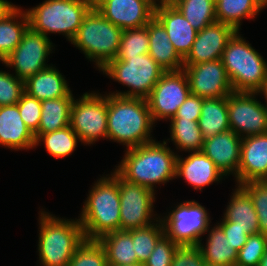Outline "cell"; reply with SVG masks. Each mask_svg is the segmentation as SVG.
Returning <instances> with one entry per match:
<instances>
[{
  "label": "cell",
  "instance_id": "1",
  "mask_svg": "<svg viewBox=\"0 0 267 266\" xmlns=\"http://www.w3.org/2000/svg\"><path fill=\"white\" fill-rule=\"evenodd\" d=\"M153 141L125 150L115 171L125 180L155 191L156 184L176 178L177 153L167 147V141ZM155 185V187H154Z\"/></svg>",
  "mask_w": 267,
  "mask_h": 266
},
{
  "label": "cell",
  "instance_id": "2",
  "mask_svg": "<svg viewBox=\"0 0 267 266\" xmlns=\"http://www.w3.org/2000/svg\"><path fill=\"white\" fill-rule=\"evenodd\" d=\"M152 120L147 100L107 94V139L126 149L153 142Z\"/></svg>",
  "mask_w": 267,
  "mask_h": 266
},
{
  "label": "cell",
  "instance_id": "3",
  "mask_svg": "<svg viewBox=\"0 0 267 266\" xmlns=\"http://www.w3.org/2000/svg\"><path fill=\"white\" fill-rule=\"evenodd\" d=\"M83 204L79 222L85 239L99 240L102 236L120 230V196L118 173L99 178Z\"/></svg>",
  "mask_w": 267,
  "mask_h": 266
},
{
  "label": "cell",
  "instance_id": "4",
  "mask_svg": "<svg viewBox=\"0 0 267 266\" xmlns=\"http://www.w3.org/2000/svg\"><path fill=\"white\" fill-rule=\"evenodd\" d=\"M38 253L40 266H68L78 246L85 240L79 219H64L39 213Z\"/></svg>",
  "mask_w": 267,
  "mask_h": 266
},
{
  "label": "cell",
  "instance_id": "5",
  "mask_svg": "<svg viewBox=\"0 0 267 266\" xmlns=\"http://www.w3.org/2000/svg\"><path fill=\"white\" fill-rule=\"evenodd\" d=\"M93 6L94 0H45L26 9V13L33 31L46 37L49 33H59L71 42Z\"/></svg>",
  "mask_w": 267,
  "mask_h": 266
},
{
  "label": "cell",
  "instance_id": "6",
  "mask_svg": "<svg viewBox=\"0 0 267 266\" xmlns=\"http://www.w3.org/2000/svg\"><path fill=\"white\" fill-rule=\"evenodd\" d=\"M237 31L221 60L234 92L255 93L267 79V61Z\"/></svg>",
  "mask_w": 267,
  "mask_h": 266
},
{
  "label": "cell",
  "instance_id": "7",
  "mask_svg": "<svg viewBox=\"0 0 267 266\" xmlns=\"http://www.w3.org/2000/svg\"><path fill=\"white\" fill-rule=\"evenodd\" d=\"M122 32V29L108 21L93 6L84 17L71 44L101 70L110 60L116 58Z\"/></svg>",
  "mask_w": 267,
  "mask_h": 266
},
{
  "label": "cell",
  "instance_id": "8",
  "mask_svg": "<svg viewBox=\"0 0 267 266\" xmlns=\"http://www.w3.org/2000/svg\"><path fill=\"white\" fill-rule=\"evenodd\" d=\"M99 71L129 88L109 94L143 99L149 96L165 72L149 54L130 57L126 61L112 59Z\"/></svg>",
  "mask_w": 267,
  "mask_h": 266
},
{
  "label": "cell",
  "instance_id": "9",
  "mask_svg": "<svg viewBox=\"0 0 267 266\" xmlns=\"http://www.w3.org/2000/svg\"><path fill=\"white\" fill-rule=\"evenodd\" d=\"M70 127L84 145L107 139V93H84L74 98L70 109Z\"/></svg>",
  "mask_w": 267,
  "mask_h": 266
},
{
  "label": "cell",
  "instance_id": "10",
  "mask_svg": "<svg viewBox=\"0 0 267 266\" xmlns=\"http://www.w3.org/2000/svg\"><path fill=\"white\" fill-rule=\"evenodd\" d=\"M207 211L195 200L179 203L168 215L160 217L164 234L180 246L198 245L211 226Z\"/></svg>",
  "mask_w": 267,
  "mask_h": 266
},
{
  "label": "cell",
  "instance_id": "11",
  "mask_svg": "<svg viewBox=\"0 0 267 266\" xmlns=\"http://www.w3.org/2000/svg\"><path fill=\"white\" fill-rule=\"evenodd\" d=\"M118 188L120 196V230L130 231L144 228L160 219V216L154 214L155 191L129 182L119 174Z\"/></svg>",
  "mask_w": 267,
  "mask_h": 266
},
{
  "label": "cell",
  "instance_id": "12",
  "mask_svg": "<svg viewBox=\"0 0 267 266\" xmlns=\"http://www.w3.org/2000/svg\"><path fill=\"white\" fill-rule=\"evenodd\" d=\"M54 45L49 37L27 29L18 46L2 61L5 66L14 68L15 76L24 82L38 71L48 68V56Z\"/></svg>",
  "mask_w": 267,
  "mask_h": 266
},
{
  "label": "cell",
  "instance_id": "13",
  "mask_svg": "<svg viewBox=\"0 0 267 266\" xmlns=\"http://www.w3.org/2000/svg\"><path fill=\"white\" fill-rule=\"evenodd\" d=\"M189 94V84L183 69L164 72L146 98L153 122L174 117Z\"/></svg>",
  "mask_w": 267,
  "mask_h": 266
},
{
  "label": "cell",
  "instance_id": "14",
  "mask_svg": "<svg viewBox=\"0 0 267 266\" xmlns=\"http://www.w3.org/2000/svg\"><path fill=\"white\" fill-rule=\"evenodd\" d=\"M256 93L233 92L227 96L230 130L241 138L267 133V109Z\"/></svg>",
  "mask_w": 267,
  "mask_h": 266
},
{
  "label": "cell",
  "instance_id": "15",
  "mask_svg": "<svg viewBox=\"0 0 267 266\" xmlns=\"http://www.w3.org/2000/svg\"><path fill=\"white\" fill-rule=\"evenodd\" d=\"M190 94L203 99L222 98L233 93L230 80L221 59L199 64H184Z\"/></svg>",
  "mask_w": 267,
  "mask_h": 266
},
{
  "label": "cell",
  "instance_id": "16",
  "mask_svg": "<svg viewBox=\"0 0 267 266\" xmlns=\"http://www.w3.org/2000/svg\"><path fill=\"white\" fill-rule=\"evenodd\" d=\"M158 0H94V6L122 30L141 28L154 18Z\"/></svg>",
  "mask_w": 267,
  "mask_h": 266
},
{
  "label": "cell",
  "instance_id": "17",
  "mask_svg": "<svg viewBox=\"0 0 267 266\" xmlns=\"http://www.w3.org/2000/svg\"><path fill=\"white\" fill-rule=\"evenodd\" d=\"M237 30L225 23L214 22L197 32L193 46L183 59L184 64H199L221 59L229 40Z\"/></svg>",
  "mask_w": 267,
  "mask_h": 266
},
{
  "label": "cell",
  "instance_id": "18",
  "mask_svg": "<svg viewBox=\"0 0 267 266\" xmlns=\"http://www.w3.org/2000/svg\"><path fill=\"white\" fill-rule=\"evenodd\" d=\"M154 17L166 29L175 51L184 59L190 52L198 31L192 27L181 12L169 1H157Z\"/></svg>",
  "mask_w": 267,
  "mask_h": 266
},
{
  "label": "cell",
  "instance_id": "19",
  "mask_svg": "<svg viewBox=\"0 0 267 266\" xmlns=\"http://www.w3.org/2000/svg\"><path fill=\"white\" fill-rule=\"evenodd\" d=\"M242 138L234 131L204 139L202 152L211 159L224 177L230 174L235 177L238 185V168L240 162Z\"/></svg>",
  "mask_w": 267,
  "mask_h": 266
},
{
  "label": "cell",
  "instance_id": "20",
  "mask_svg": "<svg viewBox=\"0 0 267 266\" xmlns=\"http://www.w3.org/2000/svg\"><path fill=\"white\" fill-rule=\"evenodd\" d=\"M267 180V133L242 138L238 186Z\"/></svg>",
  "mask_w": 267,
  "mask_h": 266
},
{
  "label": "cell",
  "instance_id": "21",
  "mask_svg": "<svg viewBox=\"0 0 267 266\" xmlns=\"http://www.w3.org/2000/svg\"><path fill=\"white\" fill-rule=\"evenodd\" d=\"M179 154L176 159V179L183 178L194 190L202 191L203 187L223 179V173L202 151L189 152L185 158Z\"/></svg>",
  "mask_w": 267,
  "mask_h": 266
},
{
  "label": "cell",
  "instance_id": "22",
  "mask_svg": "<svg viewBox=\"0 0 267 266\" xmlns=\"http://www.w3.org/2000/svg\"><path fill=\"white\" fill-rule=\"evenodd\" d=\"M0 145L11 150L35 149V137L20 116L18 105L0 106Z\"/></svg>",
  "mask_w": 267,
  "mask_h": 266
},
{
  "label": "cell",
  "instance_id": "23",
  "mask_svg": "<svg viewBox=\"0 0 267 266\" xmlns=\"http://www.w3.org/2000/svg\"><path fill=\"white\" fill-rule=\"evenodd\" d=\"M24 83L25 93L40 101L61 97H74L65 77L52 65L38 71Z\"/></svg>",
  "mask_w": 267,
  "mask_h": 266
},
{
  "label": "cell",
  "instance_id": "24",
  "mask_svg": "<svg viewBox=\"0 0 267 266\" xmlns=\"http://www.w3.org/2000/svg\"><path fill=\"white\" fill-rule=\"evenodd\" d=\"M146 28L149 37L148 54L165 72L182 70L183 59L175 51L163 25L154 17Z\"/></svg>",
  "mask_w": 267,
  "mask_h": 266
},
{
  "label": "cell",
  "instance_id": "25",
  "mask_svg": "<svg viewBox=\"0 0 267 266\" xmlns=\"http://www.w3.org/2000/svg\"><path fill=\"white\" fill-rule=\"evenodd\" d=\"M230 198L223 219L233 222V227L245 230L248 236L259 233L258 216L249 195L236 185Z\"/></svg>",
  "mask_w": 267,
  "mask_h": 266
},
{
  "label": "cell",
  "instance_id": "26",
  "mask_svg": "<svg viewBox=\"0 0 267 266\" xmlns=\"http://www.w3.org/2000/svg\"><path fill=\"white\" fill-rule=\"evenodd\" d=\"M215 227H209L206 233H208L206 245L202 244V241L197 245L200 248L203 259L206 264L217 266H235L238 251L234 249L231 242L223 231V229L217 224Z\"/></svg>",
  "mask_w": 267,
  "mask_h": 266
},
{
  "label": "cell",
  "instance_id": "27",
  "mask_svg": "<svg viewBox=\"0 0 267 266\" xmlns=\"http://www.w3.org/2000/svg\"><path fill=\"white\" fill-rule=\"evenodd\" d=\"M198 127L204 139L230 130L227 96L203 99Z\"/></svg>",
  "mask_w": 267,
  "mask_h": 266
},
{
  "label": "cell",
  "instance_id": "28",
  "mask_svg": "<svg viewBox=\"0 0 267 266\" xmlns=\"http://www.w3.org/2000/svg\"><path fill=\"white\" fill-rule=\"evenodd\" d=\"M74 97H61L41 101V118L35 139L70 125V109Z\"/></svg>",
  "mask_w": 267,
  "mask_h": 266
},
{
  "label": "cell",
  "instance_id": "29",
  "mask_svg": "<svg viewBox=\"0 0 267 266\" xmlns=\"http://www.w3.org/2000/svg\"><path fill=\"white\" fill-rule=\"evenodd\" d=\"M264 10L259 0H215L216 21L240 31L243 19H254Z\"/></svg>",
  "mask_w": 267,
  "mask_h": 266
},
{
  "label": "cell",
  "instance_id": "30",
  "mask_svg": "<svg viewBox=\"0 0 267 266\" xmlns=\"http://www.w3.org/2000/svg\"><path fill=\"white\" fill-rule=\"evenodd\" d=\"M98 241L105 249L108 265L137 263L131 230H117L102 236Z\"/></svg>",
  "mask_w": 267,
  "mask_h": 266
},
{
  "label": "cell",
  "instance_id": "31",
  "mask_svg": "<svg viewBox=\"0 0 267 266\" xmlns=\"http://www.w3.org/2000/svg\"><path fill=\"white\" fill-rule=\"evenodd\" d=\"M28 28V15L18 6L0 21L1 62L18 46Z\"/></svg>",
  "mask_w": 267,
  "mask_h": 266
},
{
  "label": "cell",
  "instance_id": "32",
  "mask_svg": "<svg viewBox=\"0 0 267 266\" xmlns=\"http://www.w3.org/2000/svg\"><path fill=\"white\" fill-rule=\"evenodd\" d=\"M170 139L176 148L185 152L202 151L204 137L198 121L183 118H170Z\"/></svg>",
  "mask_w": 267,
  "mask_h": 266
},
{
  "label": "cell",
  "instance_id": "33",
  "mask_svg": "<svg viewBox=\"0 0 267 266\" xmlns=\"http://www.w3.org/2000/svg\"><path fill=\"white\" fill-rule=\"evenodd\" d=\"M78 141L81 142L78 135L69 125L50 133L40 134L35 139V148L43 142L46 151L51 157L63 159L66 156L72 155L77 147Z\"/></svg>",
  "mask_w": 267,
  "mask_h": 266
},
{
  "label": "cell",
  "instance_id": "34",
  "mask_svg": "<svg viewBox=\"0 0 267 266\" xmlns=\"http://www.w3.org/2000/svg\"><path fill=\"white\" fill-rule=\"evenodd\" d=\"M170 2L197 31L216 22L215 0H171Z\"/></svg>",
  "mask_w": 267,
  "mask_h": 266
},
{
  "label": "cell",
  "instance_id": "35",
  "mask_svg": "<svg viewBox=\"0 0 267 266\" xmlns=\"http://www.w3.org/2000/svg\"><path fill=\"white\" fill-rule=\"evenodd\" d=\"M164 235L161 219L144 228L131 230L137 263L144 264L154 250L158 240Z\"/></svg>",
  "mask_w": 267,
  "mask_h": 266
},
{
  "label": "cell",
  "instance_id": "36",
  "mask_svg": "<svg viewBox=\"0 0 267 266\" xmlns=\"http://www.w3.org/2000/svg\"><path fill=\"white\" fill-rule=\"evenodd\" d=\"M149 37L146 26L123 30L116 58L126 61L130 57L148 54Z\"/></svg>",
  "mask_w": 267,
  "mask_h": 266
},
{
  "label": "cell",
  "instance_id": "37",
  "mask_svg": "<svg viewBox=\"0 0 267 266\" xmlns=\"http://www.w3.org/2000/svg\"><path fill=\"white\" fill-rule=\"evenodd\" d=\"M68 266H108L105 249L98 240L85 239Z\"/></svg>",
  "mask_w": 267,
  "mask_h": 266
},
{
  "label": "cell",
  "instance_id": "38",
  "mask_svg": "<svg viewBox=\"0 0 267 266\" xmlns=\"http://www.w3.org/2000/svg\"><path fill=\"white\" fill-rule=\"evenodd\" d=\"M266 249V235L262 233L249 235L247 242L238 251L235 266H258Z\"/></svg>",
  "mask_w": 267,
  "mask_h": 266
},
{
  "label": "cell",
  "instance_id": "39",
  "mask_svg": "<svg viewBox=\"0 0 267 266\" xmlns=\"http://www.w3.org/2000/svg\"><path fill=\"white\" fill-rule=\"evenodd\" d=\"M25 93V83L10 72L0 70V106L15 105Z\"/></svg>",
  "mask_w": 267,
  "mask_h": 266
},
{
  "label": "cell",
  "instance_id": "40",
  "mask_svg": "<svg viewBox=\"0 0 267 266\" xmlns=\"http://www.w3.org/2000/svg\"><path fill=\"white\" fill-rule=\"evenodd\" d=\"M180 245L165 234L158 240L144 266H171L173 257Z\"/></svg>",
  "mask_w": 267,
  "mask_h": 266
},
{
  "label": "cell",
  "instance_id": "41",
  "mask_svg": "<svg viewBox=\"0 0 267 266\" xmlns=\"http://www.w3.org/2000/svg\"><path fill=\"white\" fill-rule=\"evenodd\" d=\"M18 110L25 125L34 134L39 127L41 118V101L24 93L17 102Z\"/></svg>",
  "mask_w": 267,
  "mask_h": 266
},
{
  "label": "cell",
  "instance_id": "42",
  "mask_svg": "<svg viewBox=\"0 0 267 266\" xmlns=\"http://www.w3.org/2000/svg\"><path fill=\"white\" fill-rule=\"evenodd\" d=\"M171 266H206V262L197 245H183L177 248Z\"/></svg>",
  "mask_w": 267,
  "mask_h": 266
},
{
  "label": "cell",
  "instance_id": "43",
  "mask_svg": "<svg viewBox=\"0 0 267 266\" xmlns=\"http://www.w3.org/2000/svg\"><path fill=\"white\" fill-rule=\"evenodd\" d=\"M251 198L256 212H267V180L239 185Z\"/></svg>",
  "mask_w": 267,
  "mask_h": 266
},
{
  "label": "cell",
  "instance_id": "44",
  "mask_svg": "<svg viewBox=\"0 0 267 266\" xmlns=\"http://www.w3.org/2000/svg\"><path fill=\"white\" fill-rule=\"evenodd\" d=\"M202 105L203 98L197 95L189 94L172 118H183L187 120L198 121L201 116Z\"/></svg>",
  "mask_w": 267,
  "mask_h": 266
},
{
  "label": "cell",
  "instance_id": "45",
  "mask_svg": "<svg viewBox=\"0 0 267 266\" xmlns=\"http://www.w3.org/2000/svg\"><path fill=\"white\" fill-rule=\"evenodd\" d=\"M222 221L218 224L224 231L226 238L229 239L234 249L239 251L242 246L247 242L248 235L245 233V230L240 229L239 227H233V222L225 221L221 218Z\"/></svg>",
  "mask_w": 267,
  "mask_h": 266
},
{
  "label": "cell",
  "instance_id": "46",
  "mask_svg": "<svg viewBox=\"0 0 267 266\" xmlns=\"http://www.w3.org/2000/svg\"><path fill=\"white\" fill-rule=\"evenodd\" d=\"M17 6L8 0H0V21L10 14Z\"/></svg>",
  "mask_w": 267,
  "mask_h": 266
},
{
  "label": "cell",
  "instance_id": "47",
  "mask_svg": "<svg viewBox=\"0 0 267 266\" xmlns=\"http://www.w3.org/2000/svg\"><path fill=\"white\" fill-rule=\"evenodd\" d=\"M259 222V233L267 236V212H256Z\"/></svg>",
  "mask_w": 267,
  "mask_h": 266
},
{
  "label": "cell",
  "instance_id": "48",
  "mask_svg": "<svg viewBox=\"0 0 267 266\" xmlns=\"http://www.w3.org/2000/svg\"><path fill=\"white\" fill-rule=\"evenodd\" d=\"M257 95H263L265 98L266 105L264 107L267 109V79L263 82V84L260 86V88L255 92Z\"/></svg>",
  "mask_w": 267,
  "mask_h": 266
},
{
  "label": "cell",
  "instance_id": "49",
  "mask_svg": "<svg viewBox=\"0 0 267 266\" xmlns=\"http://www.w3.org/2000/svg\"><path fill=\"white\" fill-rule=\"evenodd\" d=\"M258 266H267V249L265 250V253Z\"/></svg>",
  "mask_w": 267,
  "mask_h": 266
},
{
  "label": "cell",
  "instance_id": "50",
  "mask_svg": "<svg viewBox=\"0 0 267 266\" xmlns=\"http://www.w3.org/2000/svg\"><path fill=\"white\" fill-rule=\"evenodd\" d=\"M108 266H144V264L135 263V264H131V265H108Z\"/></svg>",
  "mask_w": 267,
  "mask_h": 266
},
{
  "label": "cell",
  "instance_id": "51",
  "mask_svg": "<svg viewBox=\"0 0 267 266\" xmlns=\"http://www.w3.org/2000/svg\"><path fill=\"white\" fill-rule=\"evenodd\" d=\"M259 2L263 9H265V7L267 8V0H259Z\"/></svg>",
  "mask_w": 267,
  "mask_h": 266
}]
</instances>
